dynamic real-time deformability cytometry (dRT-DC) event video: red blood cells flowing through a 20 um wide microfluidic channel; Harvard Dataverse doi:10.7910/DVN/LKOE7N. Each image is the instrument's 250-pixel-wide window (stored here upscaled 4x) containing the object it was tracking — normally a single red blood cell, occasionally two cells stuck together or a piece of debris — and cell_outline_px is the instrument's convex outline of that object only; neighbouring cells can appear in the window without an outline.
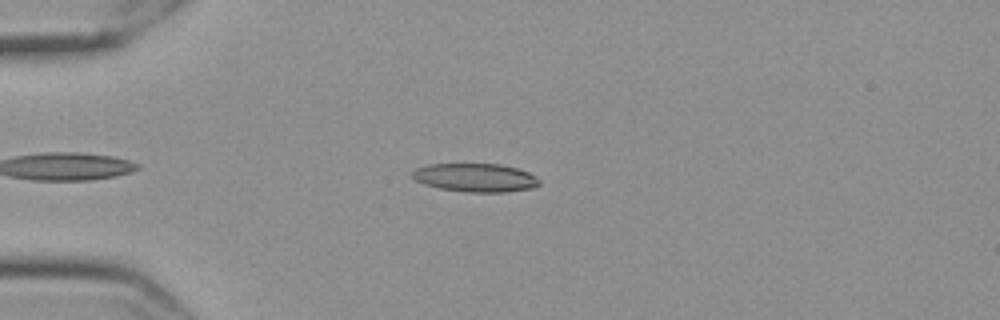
{"species": "Egyptian fruit bat (a non-hibernating species)", "species_latin": "Rousettus aegyptiacus", "temperature_condition": "cold", "stored_images_in_passage": 49, "camera_frame_rate_fps": 3000, "um_per_image_px": 0.085, "frame": {"image": 1, "passage_image": 12, "time_ms": 3.667, "image_size_px": [1000, 320], "cell_outline_px": [[540, 184], [532, 188], [504, 192], [468, 192], [440, 188], [424, 184], [416, 180], [412, 176], [412, 172], [416, 168], [428, 164], [500, 164], [516, 168], [528, 172], [536, 176], [540, 180]], "centroid_in_image_um": [40.42, 15.09], "position_along_channel_um": 44.6, "area_um2": 20.98}}
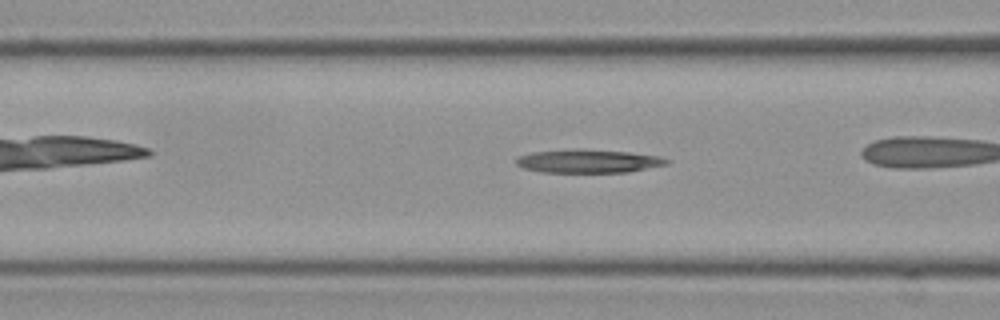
{"frame": {"image": 2, "passage_image": 19, "time_ms": 6.0, "image_size_px": [1000, 320], "cell_outline_px": [[672, 160], [668, 164], [628, 172], [540, 172], [524, 168], [516, 164], [516, 160], [520, 156], [532, 152], [576, 148], [584, 148], [628, 152], [660, 156]], "centroid_in_image_um": [50.04, 13.68], "position_along_channel_um": 116.6, "area_um2": 20.69}}
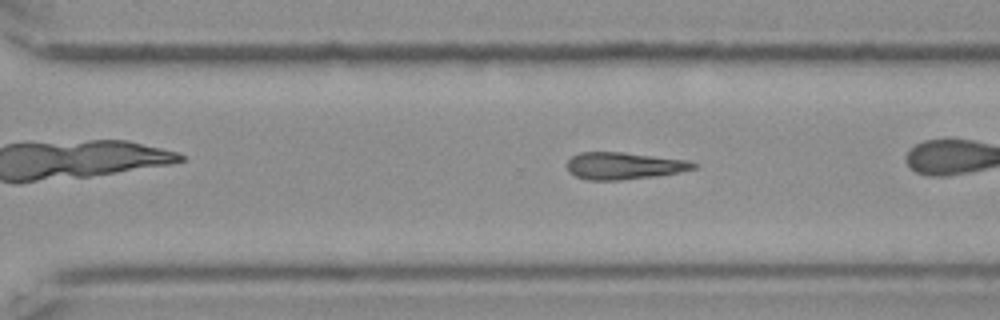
{"frame": {"image": 3, "passage_image": 36, "time_ms": 11.667, "image_size_px": [1000, 320], "cell_outline_px": [[700, 164], [696, 168], [680, 172], [652, 176], [620, 180], [588, 180], [576, 176], [568, 172], [564, 164], [572, 156], [580, 152], [624, 152], [688, 160]], "centroid_in_image_um": [53.01, 14.08], "position_along_channel_um": 317.6, "area_um2": 20.11}}